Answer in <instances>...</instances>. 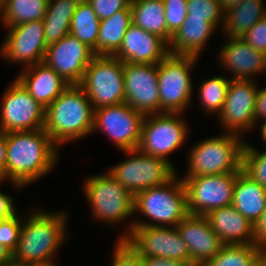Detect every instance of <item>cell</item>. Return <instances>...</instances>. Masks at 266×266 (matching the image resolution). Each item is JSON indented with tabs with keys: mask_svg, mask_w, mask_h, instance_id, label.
<instances>
[{
	"mask_svg": "<svg viewBox=\"0 0 266 266\" xmlns=\"http://www.w3.org/2000/svg\"><path fill=\"white\" fill-rule=\"evenodd\" d=\"M265 150L259 151L250 142L245 141L243 149V171L254 181L266 188V146Z\"/></svg>",
	"mask_w": 266,
	"mask_h": 266,
	"instance_id": "cell-34",
	"label": "cell"
},
{
	"mask_svg": "<svg viewBox=\"0 0 266 266\" xmlns=\"http://www.w3.org/2000/svg\"><path fill=\"white\" fill-rule=\"evenodd\" d=\"M13 264V254L0 244V266H8Z\"/></svg>",
	"mask_w": 266,
	"mask_h": 266,
	"instance_id": "cell-46",
	"label": "cell"
},
{
	"mask_svg": "<svg viewBox=\"0 0 266 266\" xmlns=\"http://www.w3.org/2000/svg\"><path fill=\"white\" fill-rule=\"evenodd\" d=\"M93 109L125 103L124 62L113 56L96 55L79 84Z\"/></svg>",
	"mask_w": 266,
	"mask_h": 266,
	"instance_id": "cell-10",
	"label": "cell"
},
{
	"mask_svg": "<svg viewBox=\"0 0 266 266\" xmlns=\"http://www.w3.org/2000/svg\"><path fill=\"white\" fill-rule=\"evenodd\" d=\"M239 173L201 175L182 178L190 215L205 216L210 211L232 205L234 186Z\"/></svg>",
	"mask_w": 266,
	"mask_h": 266,
	"instance_id": "cell-12",
	"label": "cell"
},
{
	"mask_svg": "<svg viewBox=\"0 0 266 266\" xmlns=\"http://www.w3.org/2000/svg\"><path fill=\"white\" fill-rule=\"evenodd\" d=\"M35 209L23 217L13 264L57 262L56 255L68 241V211ZM65 243V244H64Z\"/></svg>",
	"mask_w": 266,
	"mask_h": 266,
	"instance_id": "cell-2",
	"label": "cell"
},
{
	"mask_svg": "<svg viewBox=\"0 0 266 266\" xmlns=\"http://www.w3.org/2000/svg\"><path fill=\"white\" fill-rule=\"evenodd\" d=\"M216 31L219 30L204 19L185 18L182 26L172 36L169 53L200 58L208 41Z\"/></svg>",
	"mask_w": 266,
	"mask_h": 266,
	"instance_id": "cell-24",
	"label": "cell"
},
{
	"mask_svg": "<svg viewBox=\"0 0 266 266\" xmlns=\"http://www.w3.org/2000/svg\"><path fill=\"white\" fill-rule=\"evenodd\" d=\"M131 0H89L93 11L100 20L111 17L114 13L127 8Z\"/></svg>",
	"mask_w": 266,
	"mask_h": 266,
	"instance_id": "cell-39",
	"label": "cell"
},
{
	"mask_svg": "<svg viewBox=\"0 0 266 266\" xmlns=\"http://www.w3.org/2000/svg\"><path fill=\"white\" fill-rule=\"evenodd\" d=\"M94 109L79 84H70L45 108L43 129L60 147L92 135Z\"/></svg>",
	"mask_w": 266,
	"mask_h": 266,
	"instance_id": "cell-3",
	"label": "cell"
},
{
	"mask_svg": "<svg viewBox=\"0 0 266 266\" xmlns=\"http://www.w3.org/2000/svg\"><path fill=\"white\" fill-rule=\"evenodd\" d=\"M111 266H143L140 256L126 240H115Z\"/></svg>",
	"mask_w": 266,
	"mask_h": 266,
	"instance_id": "cell-38",
	"label": "cell"
},
{
	"mask_svg": "<svg viewBox=\"0 0 266 266\" xmlns=\"http://www.w3.org/2000/svg\"><path fill=\"white\" fill-rule=\"evenodd\" d=\"M259 251L254 244L224 245L204 266H247Z\"/></svg>",
	"mask_w": 266,
	"mask_h": 266,
	"instance_id": "cell-33",
	"label": "cell"
},
{
	"mask_svg": "<svg viewBox=\"0 0 266 266\" xmlns=\"http://www.w3.org/2000/svg\"><path fill=\"white\" fill-rule=\"evenodd\" d=\"M220 2V6L223 10V12H226L228 9L236 6L243 0H218Z\"/></svg>",
	"mask_w": 266,
	"mask_h": 266,
	"instance_id": "cell-48",
	"label": "cell"
},
{
	"mask_svg": "<svg viewBox=\"0 0 266 266\" xmlns=\"http://www.w3.org/2000/svg\"><path fill=\"white\" fill-rule=\"evenodd\" d=\"M15 77L44 108L49 106L69 84L44 62L21 69Z\"/></svg>",
	"mask_w": 266,
	"mask_h": 266,
	"instance_id": "cell-22",
	"label": "cell"
},
{
	"mask_svg": "<svg viewBox=\"0 0 266 266\" xmlns=\"http://www.w3.org/2000/svg\"><path fill=\"white\" fill-rule=\"evenodd\" d=\"M6 0H0V19L2 17V14L4 12Z\"/></svg>",
	"mask_w": 266,
	"mask_h": 266,
	"instance_id": "cell-51",
	"label": "cell"
},
{
	"mask_svg": "<svg viewBox=\"0 0 266 266\" xmlns=\"http://www.w3.org/2000/svg\"><path fill=\"white\" fill-rule=\"evenodd\" d=\"M169 54L164 39L132 23L113 57L127 63L158 64Z\"/></svg>",
	"mask_w": 266,
	"mask_h": 266,
	"instance_id": "cell-21",
	"label": "cell"
},
{
	"mask_svg": "<svg viewBox=\"0 0 266 266\" xmlns=\"http://www.w3.org/2000/svg\"><path fill=\"white\" fill-rule=\"evenodd\" d=\"M6 30L0 45V56L10 64H21L22 69L43 62L47 50L43 20L14 25Z\"/></svg>",
	"mask_w": 266,
	"mask_h": 266,
	"instance_id": "cell-15",
	"label": "cell"
},
{
	"mask_svg": "<svg viewBox=\"0 0 266 266\" xmlns=\"http://www.w3.org/2000/svg\"><path fill=\"white\" fill-rule=\"evenodd\" d=\"M252 80H230L218 124L225 133L245 134L255 130V104L259 85ZM244 135V136H243Z\"/></svg>",
	"mask_w": 266,
	"mask_h": 266,
	"instance_id": "cell-14",
	"label": "cell"
},
{
	"mask_svg": "<svg viewBox=\"0 0 266 266\" xmlns=\"http://www.w3.org/2000/svg\"><path fill=\"white\" fill-rule=\"evenodd\" d=\"M6 133L0 131V178L2 182L6 181Z\"/></svg>",
	"mask_w": 266,
	"mask_h": 266,
	"instance_id": "cell-45",
	"label": "cell"
},
{
	"mask_svg": "<svg viewBox=\"0 0 266 266\" xmlns=\"http://www.w3.org/2000/svg\"><path fill=\"white\" fill-rule=\"evenodd\" d=\"M168 31L173 35L187 17V0H163Z\"/></svg>",
	"mask_w": 266,
	"mask_h": 266,
	"instance_id": "cell-37",
	"label": "cell"
},
{
	"mask_svg": "<svg viewBox=\"0 0 266 266\" xmlns=\"http://www.w3.org/2000/svg\"><path fill=\"white\" fill-rule=\"evenodd\" d=\"M126 242L142 257L175 259L193 266L177 227L133 226Z\"/></svg>",
	"mask_w": 266,
	"mask_h": 266,
	"instance_id": "cell-16",
	"label": "cell"
},
{
	"mask_svg": "<svg viewBox=\"0 0 266 266\" xmlns=\"http://www.w3.org/2000/svg\"><path fill=\"white\" fill-rule=\"evenodd\" d=\"M2 183L5 182H1L0 186ZM14 200L16 199H13L9 193L0 191V220L10 218L19 212Z\"/></svg>",
	"mask_w": 266,
	"mask_h": 266,
	"instance_id": "cell-42",
	"label": "cell"
},
{
	"mask_svg": "<svg viewBox=\"0 0 266 266\" xmlns=\"http://www.w3.org/2000/svg\"><path fill=\"white\" fill-rule=\"evenodd\" d=\"M187 10L186 18L204 19L217 30L223 26L224 12L218 0H187Z\"/></svg>",
	"mask_w": 266,
	"mask_h": 266,
	"instance_id": "cell-35",
	"label": "cell"
},
{
	"mask_svg": "<svg viewBox=\"0 0 266 266\" xmlns=\"http://www.w3.org/2000/svg\"><path fill=\"white\" fill-rule=\"evenodd\" d=\"M133 213L149 220L133 219V226L176 227L189 213L186 190L176 175L163 185L147 188L134 195Z\"/></svg>",
	"mask_w": 266,
	"mask_h": 266,
	"instance_id": "cell-6",
	"label": "cell"
},
{
	"mask_svg": "<svg viewBox=\"0 0 266 266\" xmlns=\"http://www.w3.org/2000/svg\"><path fill=\"white\" fill-rule=\"evenodd\" d=\"M205 217L224 245L254 244L253 224L233 205L212 210Z\"/></svg>",
	"mask_w": 266,
	"mask_h": 266,
	"instance_id": "cell-23",
	"label": "cell"
},
{
	"mask_svg": "<svg viewBox=\"0 0 266 266\" xmlns=\"http://www.w3.org/2000/svg\"><path fill=\"white\" fill-rule=\"evenodd\" d=\"M6 146V182L15 190L52 172L61 149L44 129L6 133Z\"/></svg>",
	"mask_w": 266,
	"mask_h": 266,
	"instance_id": "cell-1",
	"label": "cell"
},
{
	"mask_svg": "<svg viewBox=\"0 0 266 266\" xmlns=\"http://www.w3.org/2000/svg\"><path fill=\"white\" fill-rule=\"evenodd\" d=\"M100 19L88 2H78L70 22V33L97 55Z\"/></svg>",
	"mask_w": 266,
	"mask_h": 266,
	"instance_id": "cell-30",
	"label": "cell"
},
{
	"mask_svg": "<svg viewBox=\"0 0 266 266\" xmlns=\"http://www.w3.org/2000/svg\"><path fill=\"white\" fill-rule=\"evenodd\" d=\"M78 2L76 0H49L44 23L47 46L70 33V22Z\"/></svg>",
	"mask_w": 266,
	"mask_h": 266,
	"instance_id": "cell-29",
	"label": "cell"
},
{
	"mask_svg": "<svg viewBox=\"0 0 266 266\" xmlns=\"http://www.w3.org/2000/svg\"><path fill=\"white\" fill-rule=\"evenodd\" d=\"M23 216L24 215L18 212L10 218L0 220V244L7 248L12 254L18 246Z\"/></svg>",
	"mask_w": 266,
	"mask_h": 266,
	"instance_id": "cell-36",
	"label": "cell"
},
{
	"mask_svg": "<svg viewBox=\"0 0 266 266\" xmlns=\"http://www.w3.org/2000/svg\"><path fill=\"white\" fill-rule=\"evenodd\" d=\"M122 152L129 157L109 167L108 171L133 196L178 175L176 166L164 158L144 154L138 149Z\"/></svg>",
	"mask_w": 266,
	"mask_h": 266,
	"instance_id": "cell-8",
	"label": "cell"
},
{
	"mask_svg": "<svg viewBox=\"0 0 266 266\" xmlns=\"http://www.w3.org/2000/svg\"><path fill=\"white\" fill-rule=\"evenodd\" d=\"M185 113H158L146 115L142 122L138 150L144 154L161 157L172 163L169 157L187 142L190 127Z\"/></svg>",
	"mask_w": 266,
	"mask_h": 266,
	"instance_id": "cell-9",
	"label": "cell"
},
{
	"mask_svg": "<svg viewBox=\"0 0 266 266\" xmlns=\"http://www.w3.org/2000/svg\"><path fill=\"white\" fill-rule=\"evenodd\" d=\"M241 38L257 51L266 54V17L260 19Z\"/></svg>",
	"mask_w": 266,
	"mask_h": 266,
	"instance_id": "cell-40",
	"label": "cell"
},
{
	"mask_svg": "<svg viewBox=\"0 0 266 266\" xmlns=\"http://www.w3.org/2000/svg\"><path fill=\"white\" fill-rule=\"evenodd\" d=\"M77 2H88L89 0H76Z\"/></svg>",
	"mask_w": 266,
	"mask_h": 266,
	"instance_id": "cell-52",
	"label": "cell"
},
{
	"mask_svg": "<svg viewBox=\"0 0 266 266\" xmlns=\"http://www.w3.org/2000/svg\"><path fill=\"white\" fill-rule=\"evenodd\" d=\"M199 57L171 55L158 63L160 113H184L189 109L193 91L192 71Z\"/></svg>",
	"mask_w": 266,
	"mask_h": 266,
	"instance_id": "cell-7",
	"label": "cell"
},
{
	"mask_svg": "<svg viewBox=\"0 0 266 266\" xmlns=\"http://www.w3.org/2000/svg\"><path fill=\"white\" fill-rule=\"evenodd\" d=\"M144 115L126 103L94 110L93 129L108 136L121 151L134 150L139 146Z\"/></svg>",
	"mask_w": 266,
	"mask_h": 266,
	"instance_id": "cell-13",
	"label": "cell"
},
{
	"mask_svg": "<svg viewBox=\"0 0 266 266\" xmlns=\"http://www.w3.org/2000/svg\"><path fill=\"white\" fill-rule=\"evenodd\" d=\"M18 266H57L56 262H43V263H25V264H17Z\"/></svg>",
	"mask_w": 266,
	"mask_h": 266,
	"instance_id": "cell-50",
	"label": "cell"
},
{
	"mask_svg": "<svg viewBox=\"0 0 266 266\" xmlns=\"http://www.w3.org/2000/svg\"><path fill=\"white\" fill-rule=\"evenodd\" d=\"M83 194L91 205V218L101 221L109 227L130 221L117 240H125L133 230L134 196L121 185L110 173L93 174L83 180ZM131 218V219H129Z\"/></svg>",
	"mask_w": 266,
	"mask_h": 266,
	"instance_id": "cell-4",
	"label": "cell"
},
{
	"mask_svg": "<svg viewBox=\"0 0 266 266\" xmlns=\"http://www.w3.org/2000/svg\"><path fill=\"white\" fill-rule=\"evenodd\" d=\"M49 0H6L0 23L9 28L22 23L43 20Z\"/></svg>",
	"mask_w": 266,
	"mask_h": 266,
	"instance_id": "cell-31",
	"label": "cell"
},
{
	"mask_svg": "<svg viewBox=\"0 0 266 266\" xmlns=\"http://www.w3.org/2000/svg\"><path fill=\"white\" fill-rule=\"evenodd\" d=\"M232 205L254 224L266 208V188L242 170L236 178Z\"/></svg>",
	"mask_w": 266,
	"mask_h": 266,
	"instance_id": "cell-25",
	"label": "cell"
},
{
	"mask_svg": "<svg viewBox=\"0 0 266 266\" xmlns=\"http://www.w3.org/2000/svg\"><path fill=\"white\" fill-rule=\"evenodd\" d=\"M143 266H190L186 262L163 257H142Z\"/></svg>",
	"mask_w": 266,
	"mask_h": 266,
	"instance_id": "cell-44",
	"label": "cell"
},
{
	"mask_svg": "<svg viewBox=\"0 0 266 266\" xmlns=\"http://www.w3.org/2000/svg\"><path fill=\"white\" fill-rule=\"evenodd\" d=\"M130 6L133 24L171 42L173 35L167 29L163 0H131Z\"/></svg>",
	"mask_w": 266,
	"mask_h": 266,
	"instance_id": "cell-27",
	"label": "cell"
},
{
	"mask_svg": "<svg viewBox=\"0 0 266 266\" xmlns=\"http://www.w3.org/2000/svg\"><path fill=\"white\" fill-rule=\"evenodd\" d=\"M217 54L218 63L230 74V80H252L266 73V54L257 51L241 37H225ZM232 75V76H231ZM232 77V78H231Z\"/></svg>",
	"mask_w": 266,
	"mask_h": 266,
	"instance_id": "cell-19",
	"label": "cell"
},
{
	"mask_svg": "<svg viewBox=\"0 0 266 266\" xmlns=\"http://www.w3.org/2000/svg\"><path fill=\"white\" fill-rule=\"evenodd\" d=\"M254 245L266 250V208L253 224Z\"/></svg>",
	"mask_w": 266,
	"mask_h": 266,
	"instance_id": "cell-41",
	"label": "cell"
},
{
	"mask_svg": "<svg viewBox=\"0 0 266 266\" xmlns=\"http://www.w3.org/2000/svg\"><path fill=\"white\" fill-rule=\"evenodd\" d=\"M254 118L255 126L258 122L266 119V86L258 88Z\"/></svg>",
	"mask_w": 266,
	"mask_h": 266,
	"instance_id": "cell-43",
	"label": "cell"
},
{
	"mask_svg": "<svg viewBox=\"0 0 266 266\" xmlns=\"http://www.w3.org/2000/svg\"><path fill=\"white\" fill-rule=\"evenodd\" d=\"M265 266H266V250H265Z\"/></svg>",
	"mask_w": 266,
	"mask_h": 266,
	"instance_id": "cell-54",
	"label": "cell"
},
{
	"mask_svg": "<svg viewBox=\"0 0 266 266\" xmlns=\"http://www.w3.org/2000/svg\"><path fill=\"white\" fill-rule=\"evenodd\" d=\"M233 133L210 136L193 144L187 152V172L183 178L201 175L240 173L245 140Z\"/></svg>",
	"mask_w": 266,
	"mask_h": 266,
	"instance_id": "cell-5",
	"label": "cell"
},
{
	"mask_svg": "<svg viewBox=\"0 0 266 266\" xmlns=\"http://www.w3.org/2000/svg\"><path fill=\"white\" fill-rule=\"evenodd\" d=\"M263 0H243L224 12L222 31L225 37H242L260 19L266 17Z\"/></svg>",
	"mask_w": 266,
	"mask_h": 266,
	"instance_id": "cell-26",
	"label": "cell"
},
{
	"mask_svg": "<svg viewBox=\"0 0 266 266\" xmlns=\"http://www.w3.org/2000/svg\"><path fill=\"white\" fill-rule=\"evenodd\" d=\"M255 128L260 129L258 131L260 132L261 139L263 140L262 143L266 146V119L258 122L257 125L255 126Z\"/></svg>",
	"mask_w": 266,
	"mask_h": 266,
	"instance_id": "cell-49",
	"label": "cell"
},
{
	"mask_svg": "<svg viewBox=\"0 0 266 266\" xmlns=\"http://www.w3.org/2000/svg\"><path fill=\"white\" fill-rule=\"evenodd\" d=\"M125 103L144 116L160 113L158 64L124 62Z\"/></svg>",
	"mask_w": 266,
	"mask_h": 266,
	"instance_id": "cell-17",
	"label": "cell"
},
{
	"mask_svg": "<svg viewBox=\"0 0 266 266\" xmlns=\"http://www.w3.org/2000/svg\"><path fill=\"white\" fill-rule=\"evenodd\" d=\"M132 24L131 6L100 20L97 55L113 56L120 48L127 29Z\"/></svg>",
	"mask_w": 266,
	"mask_h": 266,
	"instance_id": "cell-28",
	"label": "cell"
},
{
	"mask_svg": "<svg viewBox=\"0 0 266 266\" xmlns=\"http://www.w3.org/2000/svg\"><path fill=\"white\" fill-rule=\"evenodd\" d=\"M8 266H18L17 264H10V265H8Z\"/></svg>",
	"mask_w": 266,
	"mask_h": 266,
	"instance_id": "cell-53",
	"label": "cell"
},
{
	"mask_svg": "<svg viewBox=\"0 0 266 266\" xmlns=\"http://www.w3.org/2000/svg\"><path fill=\"white\" fill-rule=\"evenodd\" d=\"M176 227L188 247L193 266H204L224 246L205 216L188 214Z\"/></svg>",
	"mask_w": 266,
	"mask_h": 266,
	"instance_id": "cell-20",
	"label": "cell"
},
{
	"mask_svg": "<svg viewBox=\"0 0 266 266\" xmlns=\"http://www.w3.org/2000/svg\"><path fill=\"white\" fill-rule=\"evenodd\" d=\"M247 266H265V250H260Z\"/></svg>",
	"mask_w": 266,
	"mask_h": 266,
	"instance_id": "cell-47",
	"label": "cell"
},
{
	"mask_svg": "<svg viewBox=\"0 0 266 266\" xmlns=\"http://www.w3.org/2000/svg\"><path fill=\"white\" fill-rule=\"evenodd\" d=\"M230 78L228 76L220 75L210 76L198 85V102L200 103L201 111L203 110L208 116H218L221 112Z\"/></svg>",
	"mask_w": 266,
	"mask_h": 266,
	"instance_id": "cell-32",
	"label": "cell"
},
{
	"mask_svg": "<svg viewBox=\"0 0 266 266\" xmlns=\"http://www.w3.org/2000/svg\"><path fill=\"white\" fill-rule=\"evenodd\" d=\"M95 56L91 48L69 33L47 47L43 62L69 85L80 84L87 66Z\"/></svg>",
	"mask_w": 266,
	"mask_h": 266,
	"instance_id": "cell-18",
	"label": "cell"
},
{
	"mask_svg": "<svg viewBox=\"0 0 266 266\" xmlns=\"http://www.w3.org/2000/svg\"><path fill=\"white\" fill-rule=\"evenodd\" d=\"M0 102V131L43 129L45 108L14 78L5 88Z\"/></svg>",
	"mask_w": 266,
	"mask_h": 266,
	"instance_id": "cell-11",
	"label": "cell"
}]
</instances>
